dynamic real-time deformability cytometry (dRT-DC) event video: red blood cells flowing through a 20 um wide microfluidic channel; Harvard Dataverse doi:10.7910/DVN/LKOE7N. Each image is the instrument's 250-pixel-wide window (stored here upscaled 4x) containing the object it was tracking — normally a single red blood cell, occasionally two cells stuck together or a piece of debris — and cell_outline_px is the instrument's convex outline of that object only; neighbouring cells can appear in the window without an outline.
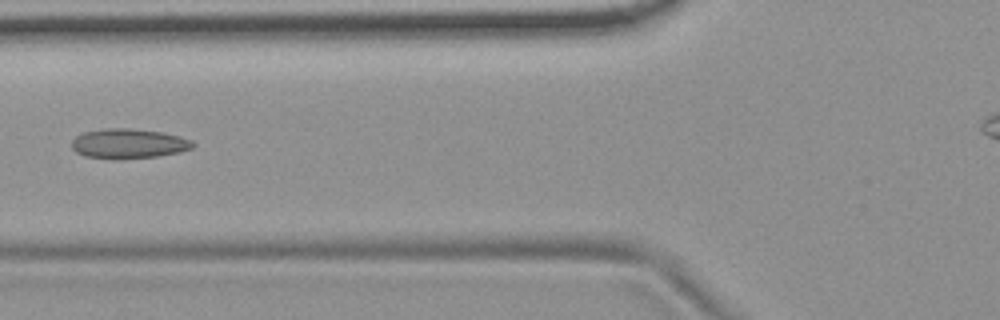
{"species": "common noctule bat (a hibernating species)", "species_latin": "Nyctalus noctula", "temperature_condition": "room temperature", "stored_images_in_passage": 6, "camera_frame_rate_fps": 3000, "um_per_image_px": 0.085, "animal": {"sex": "female", "body_mass_g": 19.9}, "frame": {"image": 1, "passage_image": 6, "time_ms": 1.667, "image_size_px": [1000, 320], "cell_outline_px": [[196, 144], [192, 148], [180, 152], [156, 156], [112, 160], [84, 156], [76, 152], [72, 148], [72, 140], [76, 136], [84, 132], [104, 128], [128, 128], [164, 132], [180, 136], [192, 140]], "centroid_in_image_um": [10.93, 12.21], "position_along_channel_um": 114.9, "area_um2": 21.27}}